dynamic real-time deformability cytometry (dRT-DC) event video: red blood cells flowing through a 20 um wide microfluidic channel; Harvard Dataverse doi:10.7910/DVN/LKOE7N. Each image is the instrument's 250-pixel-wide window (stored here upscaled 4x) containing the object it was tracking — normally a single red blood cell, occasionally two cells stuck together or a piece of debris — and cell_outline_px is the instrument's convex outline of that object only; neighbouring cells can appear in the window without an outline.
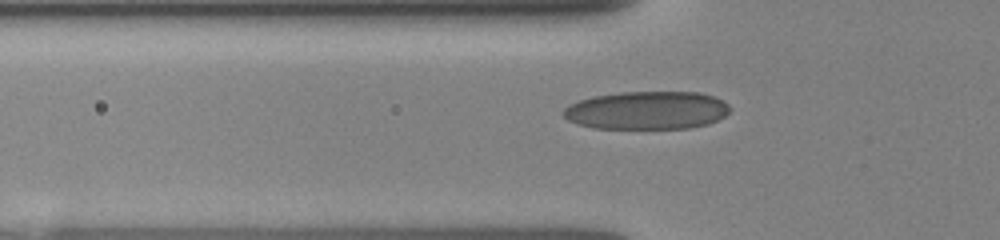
{"species": "human", "species_latin": "Homo sapiens", "temperature_condition": "room temperature", "stored_images_in_passage": 30, "camera_frame_rate_fps": 3000, "um_per_image_px": 0.085, "donor": {"sex": "female"}, "frame": {"image": 1, "passage_image": 13, "time_ms": 2.667, "image_size_px": [1000, 240], "cell_outline_px": [[732, 108], [724, 116], [708, 124], [688, 128], [592, 128], [576, 124], [568, 120], [564, 116], [564, 108], [568, 104], [592, 96], [620, 92], [700, 92], [712, 96], [728, 104]], "centroid_in_image_um": [54.96, 9.37], "position_along_channel_um": 70.8, "area_um2": 36.99}}
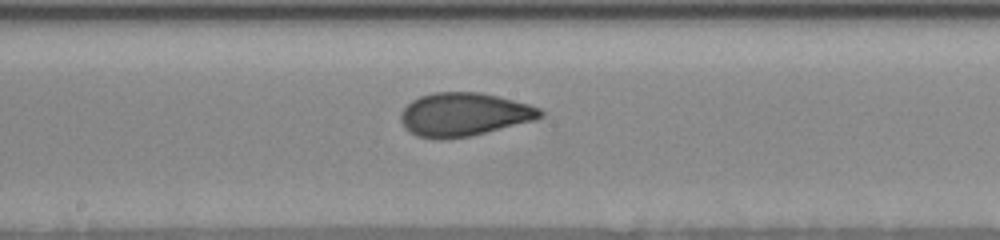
{"frame": {"image": 2, "passage_image": 23, "time_ms": 6.0, "image_size_px": [1000, 240], "cell_outline_px": [[544, 116], [536, 120], [472, 136], [448, 140], [436, 140], [416, 136], [408, 132], [404, 128], [400, 120], [400, 112], [412, 100], [420, 96], [436, 92], [480, 92], [528, 104], [540, 108], [544, 112]], "centroid_in_image_um": [39.41, 9.76], "position_along_channel_um": 208.8, "area_um2": 35.78}}
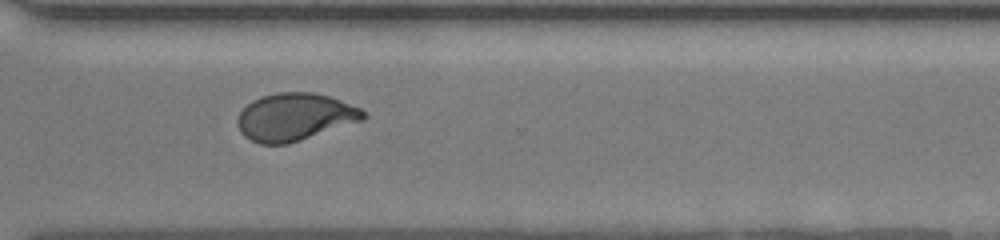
{"frame": {"image": 3, "passage_image": 29, "time_ms": 9.333, "image_size_px": [1000, 240], "cell_outline_px": [[368, 116], [364, 120], [288, 144], [260, 144], [244, 136], [240, 132], [236, 124], [236, 120], [240, 112], [252, 100], [276, 92], [312, 92], [328, 96], [340, 100], [360, 108]], "centroid_in_image_um": [25.05, 9.94], "position_along_channel_um": 345.6, "area_um2": 34.8}}